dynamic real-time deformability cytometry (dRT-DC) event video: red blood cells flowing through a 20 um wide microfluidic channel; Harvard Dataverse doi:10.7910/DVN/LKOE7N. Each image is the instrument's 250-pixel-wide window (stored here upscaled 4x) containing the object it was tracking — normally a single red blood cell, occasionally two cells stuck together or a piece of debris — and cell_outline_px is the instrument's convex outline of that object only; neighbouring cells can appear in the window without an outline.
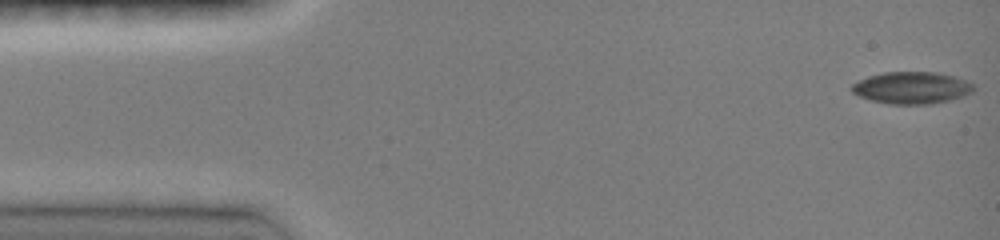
{"species": "common noctule bat (a hibernating species)", "species_latin": "Nyctalus noctula", "temperature_condition": "room temperature", "stored_images_in_passage": 46, "camera_frame_rate_fps": 3000, "um_per_image_px": 0.085, "animal": {"sex": "female", "body_mass_g": 19.0, "forearm_length_mm": 51.5}, "frame": {"image": 1, "passage_image": 1, "time_ms": 0.0, "image_size_px": [1000, 240], "cell_outline_px": [[976, 88], [972, 92], [964, 96], [932, 104], [888, 104], [872, 100], [860, 96], [852, 92], [848, 88], [852, 84], [868, 76], [884, 72], [936, 72], [956, 76], [972, 84]], "centroid_in_image_um": [77.49, 7.46], "position_along_channel_um": 7.5, "area_um2": 22.77}}
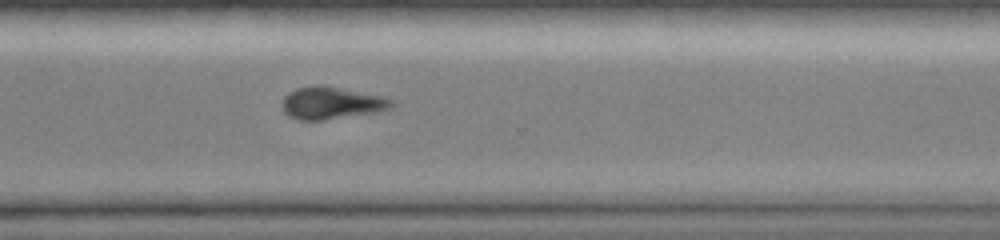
{"frame": {"image": 2, "passage_image": 34, "time_ms": 11.0, "image_size_px": [1000, 240], "cell_outline_px": [[396, 104], [388, 108], [376, 112], [324, 120], [300, 120], [288, 116], [284, 112], [284, 96], [288, 92], [296, 88], [316, 84], [324, 84], [380, 96], [392, 100]], "centroid_in_image_um": [28.15, 8.74], "position_along_channel_um": 342.5, "area_um2": 20.52}}
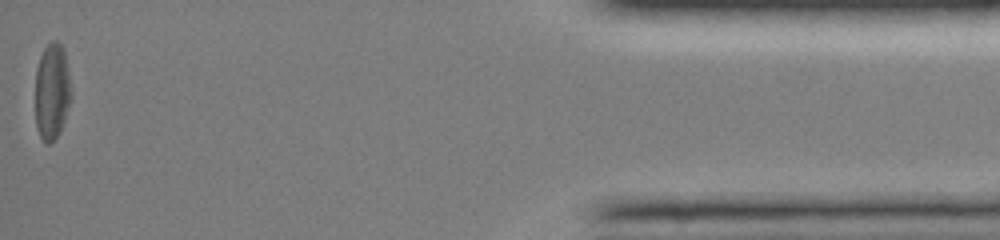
{"frame": {"image": 3, "passage_image": 46, "time_ms": 15.0, "image_size_px": [1000, 240], "cell_outline_px": [[72, 96], [60, 132], [48, 144], [44, 144], [36, 128], [36, 68], [40, 56], [44, 48], [52, 40], [56, 40], [64, 48]], "centroid_in_image_um": [4.42, 7.77], "position_along_channel_um": 430.8, "area_um2": 20.17}, "authors_computed_cell_mechanics": {"area_um2": 21.9351, "velocity_mm_per_s": 4.1179, "shape_relaxation_time_tau1_ms": 3.5178, "shape_relaxation_time_tau2_ms": 6.4812, "deformation_change_tau1": 0.1093, "deformation_change_tau2": 0.1639}}